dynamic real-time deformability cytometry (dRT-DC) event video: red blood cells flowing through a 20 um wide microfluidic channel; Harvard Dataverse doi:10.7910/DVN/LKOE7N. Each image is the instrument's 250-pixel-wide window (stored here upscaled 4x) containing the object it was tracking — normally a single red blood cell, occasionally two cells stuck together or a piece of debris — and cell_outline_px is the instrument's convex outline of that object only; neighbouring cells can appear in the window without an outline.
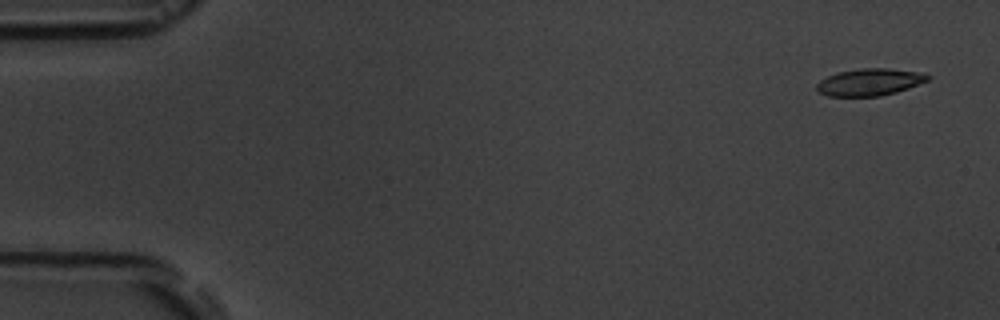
{"species": "common noctule bat (a hibernating species)", "species_latin": "Nyctalus noctula", "temperature_condition": "room temperature", "stored_images_in_passage": 6, "camera_frame_rate_fps": 3000, "um_per_image_px": 0.085, "animal": {"sex": "male", "body_mass_g": 19.5, "forearm_length_mm": 54.6}, "frame": {"image": 1, "passage_image": 1, "time_ms": 0.0, "image_size_px": [1000, 320], "cell_outline_px": [[932, 76], [928, 80], [908, 88], [896, 92], [880, 96], [828, 96], [820, 92], [816, 88], [816, 84], [820, 80], [828, 76], [840, 72], [860, 68], [888, 68], [924, 72]], "centroid_in_image_um": [73.96, 6.97], "position_along_channel_um": 11.0, "area_um2": 17.51}}